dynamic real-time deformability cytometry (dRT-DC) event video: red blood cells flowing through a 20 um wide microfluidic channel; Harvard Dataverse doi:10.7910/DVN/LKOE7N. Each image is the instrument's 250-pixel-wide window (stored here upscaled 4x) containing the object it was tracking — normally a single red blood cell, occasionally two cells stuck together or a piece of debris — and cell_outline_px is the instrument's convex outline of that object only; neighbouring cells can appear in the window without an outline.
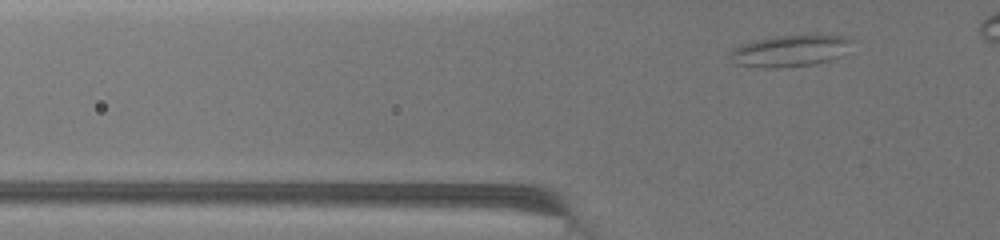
{"species": "common noctule bat (a hibernating species)", "species_latin": "Nyctalus noctula", "temperature_condition": "warm", "stored_images_in_passage": 37, "camera_frame_rate_fps": 3000, "um_per_image_px": 0.085, "animal": {"sex": "female", "body_mass_g": 19.5, "forearm_length_mm": 54.1}, "frame": {"image": 1, "passage_image": 2, "time_ms": 0.333, "image_size_px": [1000, 240], "cell_outline_px": [[852, 40], [840, 56], [832, 60], [816, 64], [780, 68], [764, 68], [736, 64], [728, 56], [728, 52], [732, 48], [740, 44], [756, 40], [776, 36], [844, 36]], "centroid_in_image_um": [67.05, 4.35], "position_along_channel_um": 58.7, "area_um2": 22.2}}
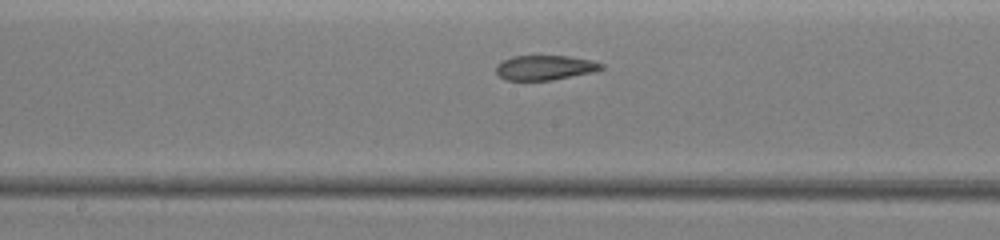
{"frame": {"image": 2, "passage_image": 18, "time_ms": 4.0, "image_size_px": [1000, 240], "cell_outline_px": [[604, 68], [592, 72], [552, 80], [508, 80], [500, 76], [496, 72], [496, 64], [500, 60], [512, 56], [568, 56], [588, 60], [604, 64]], "centroid_in_image_um": [46.27, 5.74], "position_along_channel_um": 201.9, "area_um2": 15.09}}
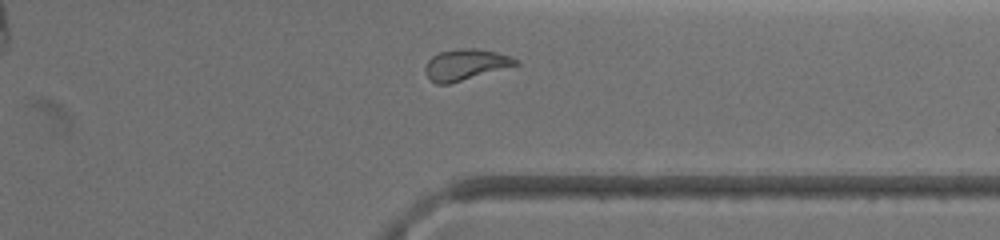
{"frame": {"image": 3, "passage_image": 32, "time_ms": 8.0, "image_size_px": [1000, 240], "cell_outline_px": [[520, 64], [448, 84], [436, 84], [428, 76], [424, 68], [428, 60], [432, 56], [440, 52], [460, 48], [476, 48], [496, 52], [512, 56], [520, 60]], "centroid_in_image_um": [39.6, 5.48], "position_along_channel_um": 371.8, "area_um2": 16.24}, "authors_computed_cell_mechanics": {"area_um2": 16.1262, "velocity_mm_per_s": 4.2513, "shape_relaxation_time_tau1_ms": null, "shape_relaxation_time_tau2_ms": 2.372, "deformation_change_tau1": null, "deformation_change_tau2": 0.1009}}